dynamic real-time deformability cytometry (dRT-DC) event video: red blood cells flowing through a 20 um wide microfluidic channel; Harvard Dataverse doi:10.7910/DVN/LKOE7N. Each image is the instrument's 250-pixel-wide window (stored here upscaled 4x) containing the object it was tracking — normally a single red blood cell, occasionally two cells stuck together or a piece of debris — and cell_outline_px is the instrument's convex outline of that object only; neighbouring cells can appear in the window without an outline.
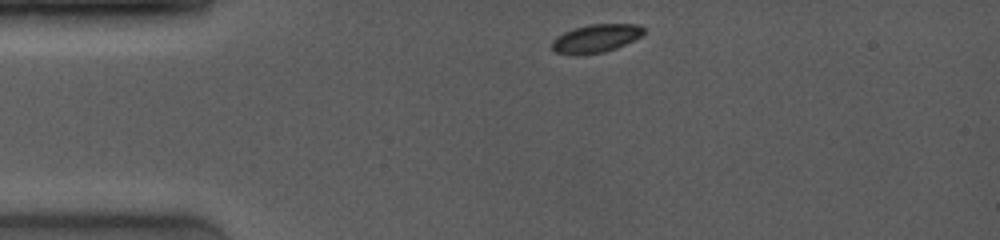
{"species": "common noctule bat (a hibernating species)", "species_latin": "Nyctalus noctula", "temperature_condition": "room temperature", "stored_images_in_passage": 38, "camera_frame_rate_fps": 4000, "um_per_image_px": 0.085, "animal": {"sex": "female", "body_mass_g": 19.0, "forearm_length_mm": 53.3}, "frame": {"image": 1, "passage_image": 1, "time_ms": 0.0, "image_size_px": [1000, 240], "cell_outline_px": [[644, 32], [640, 36], [616, 48], [604, 52], [576, 56], [572, 56], [556, 52], [552, 48], [552, 40], [556, 36], [572, 28], [588, 24], [636, 24], [644, 28]], "centroid_in_image_um": [50.59, 3.27], "position_along_channel_um": 34.4, "area_um2": 15.2}}
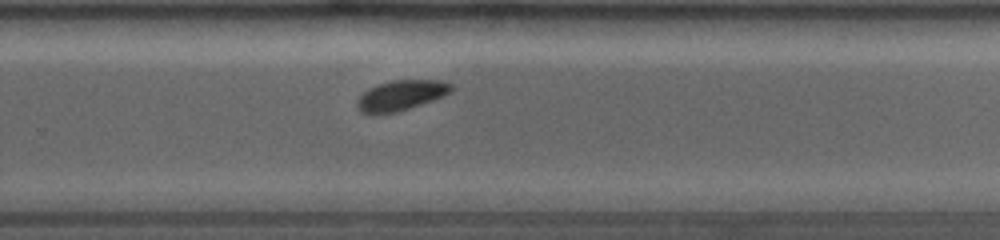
{"frame": {"image": 2, "passage_image": 24, "time_ms": 7.5, "image_size_px": [1000, 240], "cell_outline_px": [[452, 88], [444, 96], [396, 112], [372, 116], [360, 112], [356, 108], [356, 100], [368, 88], [376, 84], [392, 80], [444, 80], [452, 84]], "centroid_in_image_um": [34.0, 8.12], "position_along_channel_um": 295.8, "area_um2": 16.82}}
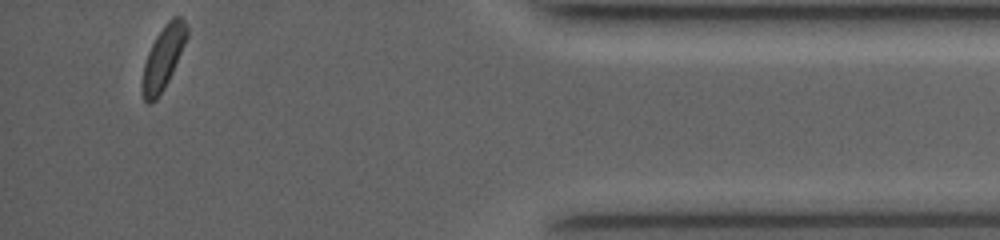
{"frame": {"image": 3, "passage_image": 38, "time_ms": 11.5, "image_size_px": [1000, 240], "cell_outline_px": [[188, 36], [172, 72], [164, 88], [156, 100], [152, 104], [148, 104], [144, 100], [140, 84], [144, 64], [148, 52], [156, 36], [164, 24], [172, 16], [180, 16], [184, 20], [188, 28]], "centroid_in_image_um": [13.85, 4.91], "position_along_channel_um": 421.3, "area_um2": 16.47}}